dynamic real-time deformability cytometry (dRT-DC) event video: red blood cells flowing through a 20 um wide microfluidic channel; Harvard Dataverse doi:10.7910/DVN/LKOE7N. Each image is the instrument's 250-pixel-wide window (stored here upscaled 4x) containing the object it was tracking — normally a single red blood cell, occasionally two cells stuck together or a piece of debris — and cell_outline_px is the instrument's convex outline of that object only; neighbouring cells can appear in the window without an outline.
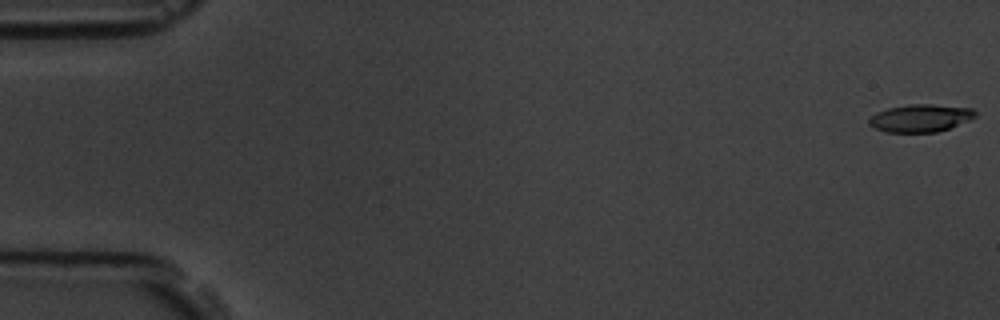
{"species": "common noctule bat (a hibernating species)", "species_latin": "Nyctalus noctula", "temperature_condition": "room temperature", "stored_images_in_passage": 6, "segment_of_instrument_passage": [1, 2], "camera_frame_rate_fps": 3000, "um_per_image_px": 0.085, "animal": {"sex": "male", "body_mass_g": 19.5, "forearm_length_mm": 54.6}, "frame": {"image": 1, "passage_image": 1, "time_ms": 0.0, "image_size_px": [1000, 320], "cell_outline_px": [[976, 116], [968, 120], [948, 128], [936, 132], [884, 132], [868, 124], [868, 120], [876, 112], [888, 108], [908, 104], [928, 104], [972, 108], [976, 112]], "centroid_in_image_um": [78.2, 10.03], "position_along_channel_um": 6.8, "area_um2": 16.94}}
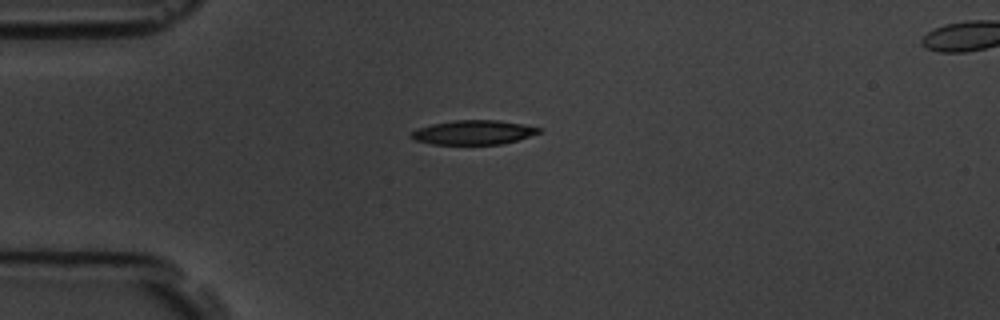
{"frame": {"image": 2, "passage_image": 5, "time_ms": 4.667, "image_size_px": [1000, 320], "cell_outline_px": [[544, 128], [540, 132], [516, 140], [500, 144], [432, 144], [412, 140], [412, 132], [416, 128], [432, 124], [456, 120], [500, 120], [524, 124]], "centroid_in_image_um": [40.25, 11.24], "position_along_channel_um": 44.8, "area_um2": 18.03}}